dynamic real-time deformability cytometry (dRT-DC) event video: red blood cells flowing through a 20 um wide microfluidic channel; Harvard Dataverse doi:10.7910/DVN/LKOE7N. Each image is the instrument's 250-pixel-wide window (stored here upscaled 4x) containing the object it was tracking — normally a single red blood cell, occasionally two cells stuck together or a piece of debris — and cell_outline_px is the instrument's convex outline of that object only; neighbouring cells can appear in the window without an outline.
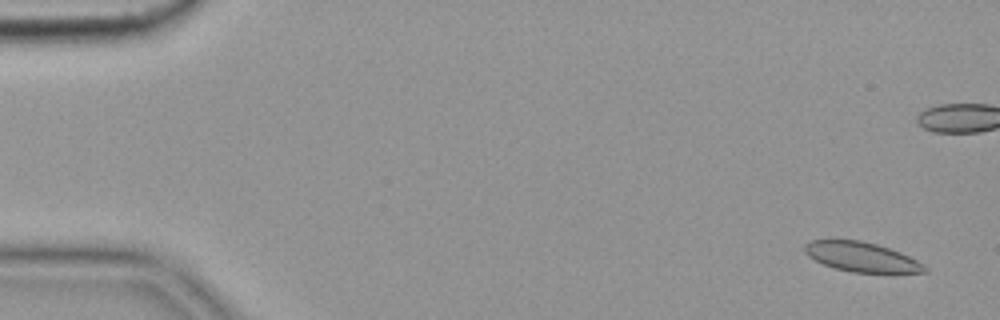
{"species": "common noctule bat (a hibernating species)", "species_latin": "Nyctalus noctula", "temperature_condition": "cold", "stored_images_in_passage": 7, "camera_frame_rate_fps": 3000, "um_per_image_px": 0.085, "animal": {"sex": "female", "body_mass_g": 19.9}, "frame": {"image": 1, "passage_image": 1, "time_ms": 0.0, "image_size_px": [1000, 320], "cell_outline_px": [[928, 272], [892, 276], [852, 272], [836, 268], [824, 264], [808, 256], [804, 252], [804, 244], [812, 240], [832, 236], [860, 240], [876, 244], [900, 252], [924, 264], [928, 268]], "centroid_in_image_um": [73.27, 21.85], "position_along_channel_um": 11.7, "area_um2": 22.2}}
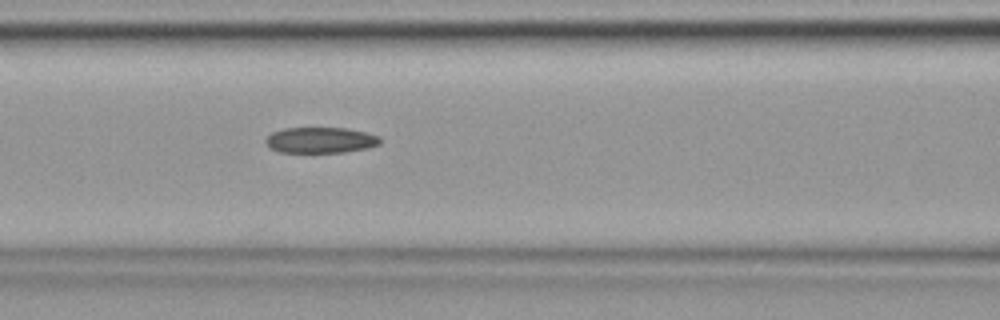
{"frame": {"image": 2, "passage_image": 7, "time_ms": 2.0, "image_size_px": [1000, 320], "cell_outline_px": [[380, 144], [368, 148], [344, 152], [280, 152], [268, 148], [264, 140], [272, 132], [284, 128], [348, 128], [380, 136]], "centroid_in_image_um": [27.23, 11.91], "position_along_channel_um": 139.4, "area_um2": 17.28}}